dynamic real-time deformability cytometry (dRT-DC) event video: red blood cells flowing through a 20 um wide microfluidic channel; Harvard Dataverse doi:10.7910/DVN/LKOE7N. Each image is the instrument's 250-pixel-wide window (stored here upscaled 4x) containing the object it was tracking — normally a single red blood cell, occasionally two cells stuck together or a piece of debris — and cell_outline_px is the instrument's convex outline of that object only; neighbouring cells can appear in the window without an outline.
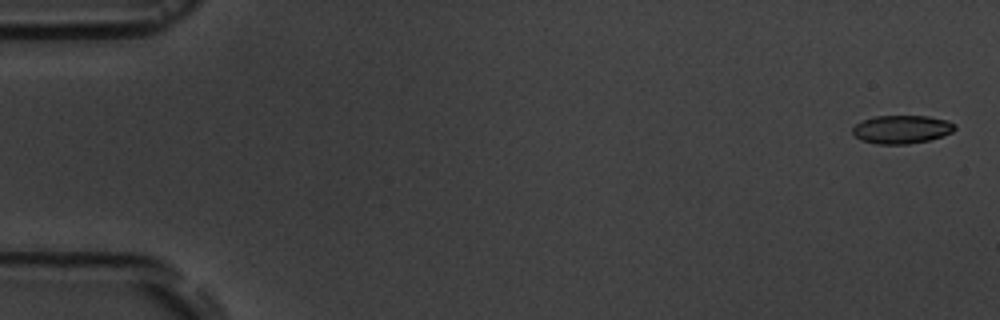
{"species": "common noctule bat (a hibernating species)", "species_latin": "Nyctalus noctula", "temperature_condition": "room temperature", "stored_images_in_passage": 13, "camera_frame_rate_fps": 3000, "um_per_image_px": 0.085, "animal": {"sex": "male", "body_mass_g": 19.5, "forearm_length_mm": 54.6}, "frame": {"image": 1, "passage_image": 1, "time_ms": 0.0, "image_size_px": [1000, 320], "cell_outline_px": [[956, 128], [952, 132], [944, 136], [928, 140], [908, 144], [880, 144], [860, 140], [852, 132], [852, 128], [860, 120], [872, 116], [928, 116], [948, 120], [956, 124]], "centroid_in_image_um": [76.65, 10.98], "position_along_channel_um": 8.4, "area_um2": 17.05}}
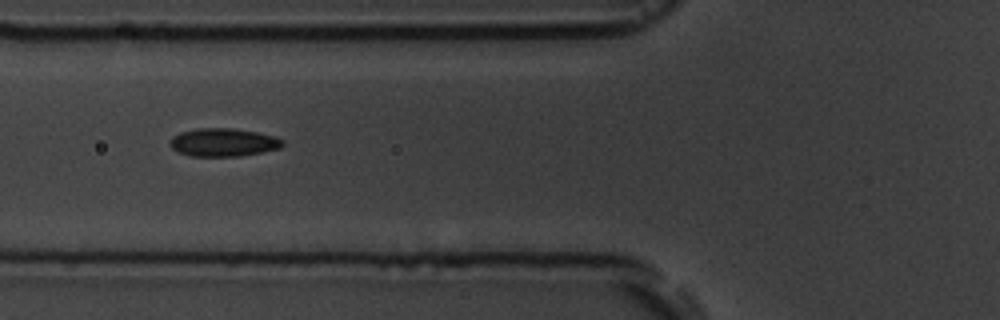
{"frame": {"image": 2, "passage_image": 6, "time_ms": 6.667, "image_size_px": [1000, 320], "cell_outline_px": [[284, 144], [280, 148], [240, 156], [188, 156], [176, 152], [168, 144], [172, 136], [180, 132], [196, 128], [232, 128], [256, 132], [276, 136], [284, 140]], "centroid_in_image_um": [18.94, 12.1], "position_along_channel_um": 106.9, "area_um2": 18.67}}
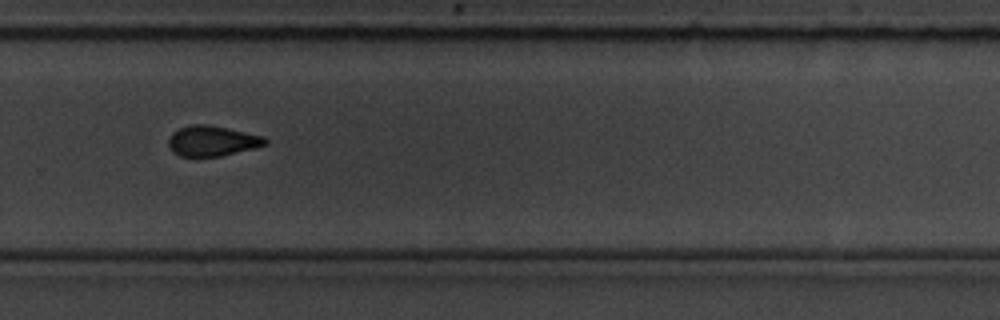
{"frame": {"image": 3, "passage_image": 11, "time_ms": 12.333, "image_size_px": [1000, 320], "cell_outline_px": [[268, 144], [220, 156], [196, 160], [180, 156], [172, 152], [168, 144], [168, 140], [172, 132], [180, 128], [192, 124], [208, 124], [264, 136], [268, 140]], "centroid_in_image_um": [17.98, 12.02], "position_along_channel_um": 311.8, "area_um2": 17.57}, "authors_computed_cell_mechanics": {"area_um2": 17.6868, "velocity_mm_per_s": 3.6282, "shape_relaxation_time_tau1_ms": 3.5199, "shape_relaxation_time_tau2_ms": 3.4837, "deformation_change_tau1": 0.0881, "deformation_change_tau2": 0.0577}}